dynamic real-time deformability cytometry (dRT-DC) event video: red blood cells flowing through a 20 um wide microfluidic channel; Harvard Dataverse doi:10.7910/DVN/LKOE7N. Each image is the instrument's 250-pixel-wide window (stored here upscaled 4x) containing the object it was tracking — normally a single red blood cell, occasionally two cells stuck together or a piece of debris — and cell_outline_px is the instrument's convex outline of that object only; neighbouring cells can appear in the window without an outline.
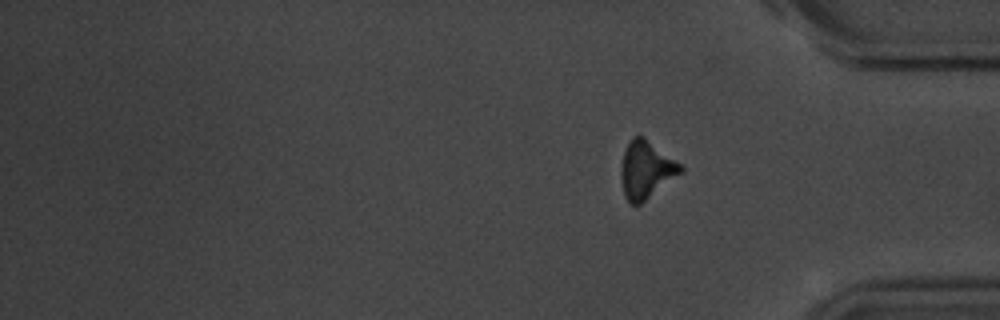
{"species": "common noctule bat (a hibernating species)", "species_latin": "Nyctalus noctula", "temperature_condition": "room temperature", "stored_images_in_passage": 13, "segment_of_instrument_passage": [2, 2], "camera_frame_rate_fps": 3000, "um_per_image_px": 0.085, "animal": {"sex": "male", "body_mass_g": 20.1, "forearm_length_mm": 53.5}, "frame": {"image": 1, "passage_image": 13, "time_ms": 15.333, "image_size_px": [1000, 320], "cell_outline_px": [[684, 172], [640, 204], [632, 204], [624, 196], [620, 176], [620, 172], [624, 152], [632, 136], [644, 136], [676, 160], [684, 168]], "centroid_in_image_um": [54.93, 14.43], "position_along_channel_um": 380.3, "area_um2": 20.0}}